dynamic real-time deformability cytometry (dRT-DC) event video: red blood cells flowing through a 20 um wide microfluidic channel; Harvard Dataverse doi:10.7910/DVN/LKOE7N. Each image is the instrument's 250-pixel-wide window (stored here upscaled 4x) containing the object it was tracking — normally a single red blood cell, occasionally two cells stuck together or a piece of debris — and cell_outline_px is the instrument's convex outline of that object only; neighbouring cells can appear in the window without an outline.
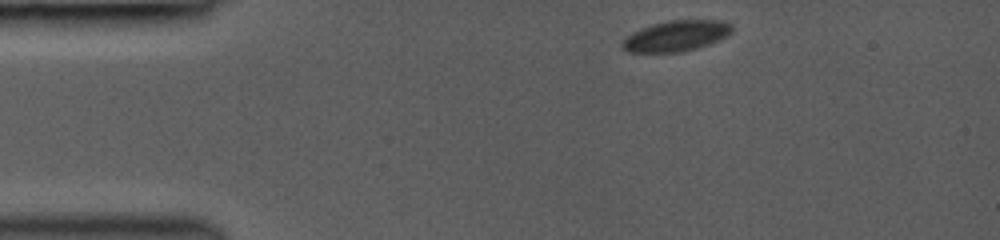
{"species": "common noctule bat (a hibernating species)", "species_latin": "Nyctalus noctula", "temperature_condition": "room temperature", "stored_images_in_passage": 56, "camera_frame_rate_fps": 3000, "um_per_image_px": 0.085, "animal": {"sex": "female", "body_mass_g": 19.0, "forearm_length_mm": 53.3}, "frame": {"image": 1, "passage_image": 1, "time_ms": 0.0, "image_size_px": [1000, 240], "cell_outline_px": [[732, 32], [728, 36], [720, 40], [696, 48], [680, 52], [628, 52], [620, 48], [620, 44], [624, 36], [640, 28], [652, 24], [668, 20], [724, 20], [732, 24]], "centroid_in_image_um": [57.44, 3.05], "position_along_channel_um": 27.6, "area_um2": 20.0}}
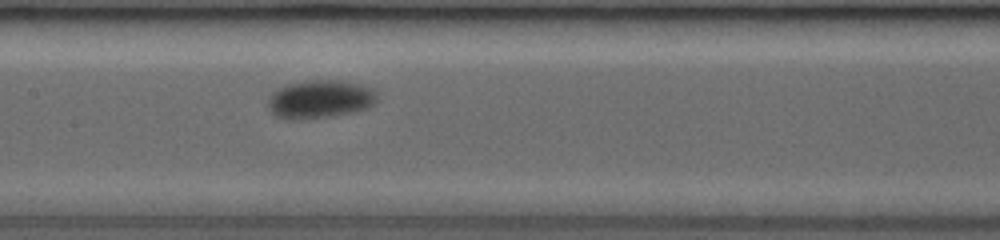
{"frame": {"image": 2, "passage_image": 20, "time_ms": 5.333, "image_size_px": [1000, 240], "cell_outline_px": [[376, 100], [368, 108], [356, 112], [332, 116], [296, 120], [288, 120], [276, 116], [268, 108], [268, 100], [272, 92], [288, 84], [308, 80], [340, 80], [360, 84], [372, 88], [376, 92]], "centroid_in_image_um": [27.2, 8.44], "position_along_channel_um": 180.2, "area_um2": 24.45}}
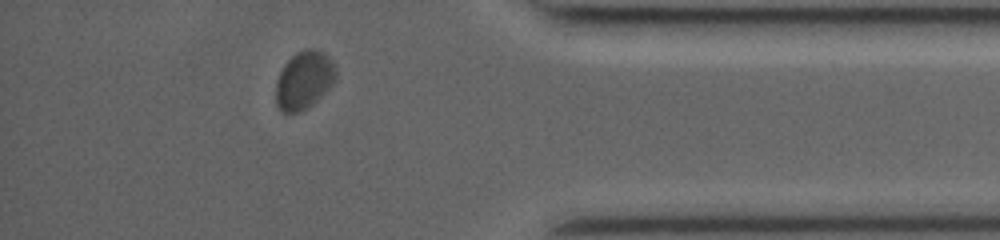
{"frame": {"image": 3, "passage_image": 50, "time_ms": 11.333, "image_size_px": [1000, 240], "cell_outline_px": [[336, 80], [316, 100], [300, 112], [280, 112], [276, 104], [276, 80], [284, 64], [296, 52], [304, 48], [316, 48], [324, 52], [332, 60], [336, 68]], "centroid_in_image_um": [25.84, 6.77], "position_along_channel_um": 409.4, "area_um2": 20.35}, "authors_computed_cell_mechanics": {"area_um2": 22.1085, "velocity_mm_per_s": 4.0393, "shape_relaxation_time_tau1_ms": 2.0116, "shape_relaxation_time_tau2_ms": null, "deformation_change_tau1": 0.056, "deformation_change_tau2": null}}